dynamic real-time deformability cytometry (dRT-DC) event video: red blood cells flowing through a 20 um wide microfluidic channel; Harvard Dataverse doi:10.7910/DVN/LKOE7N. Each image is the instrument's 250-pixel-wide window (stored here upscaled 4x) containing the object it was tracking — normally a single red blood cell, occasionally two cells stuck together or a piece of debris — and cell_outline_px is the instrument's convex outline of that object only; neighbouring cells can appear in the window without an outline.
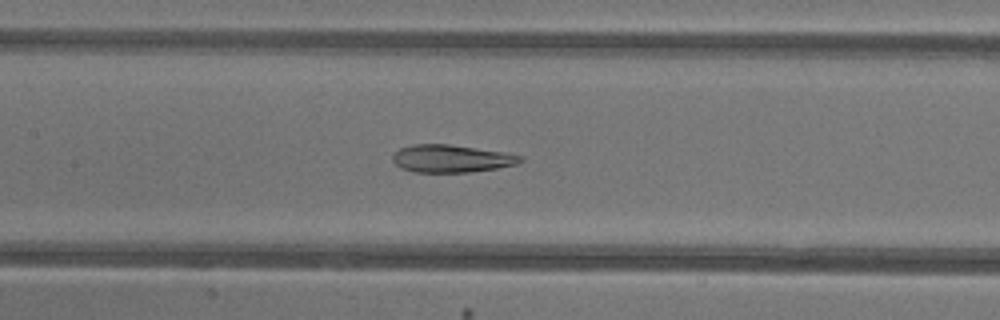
{"species": "common noctule bat (a hibernating species)", "species_latin": "Nyctalus noctula", "temperature_condition": "warm", "stored_images_in_passage": 40, "camera_frame_rate_fps": 3000, "um_per_image_px": 0.085, "animal": {"sex": "female"}, "frame": {"image": 1, "passage_image": 21, "time_ms": 6.667, "image_size_px": [1000, 320], "cell_outline_px": [[524, 160], [516, 164], [496, 168], [468, 172], [412, 172], [400, 168], [392, 160], [392, 156], [400, 148], [412, 144], [448, 144], [500, 152], [524, 156]], "centroid_in_image_um": [38.32, 13.48], "position_along_channel_um": 169.1, "area_um2": 20.35}}
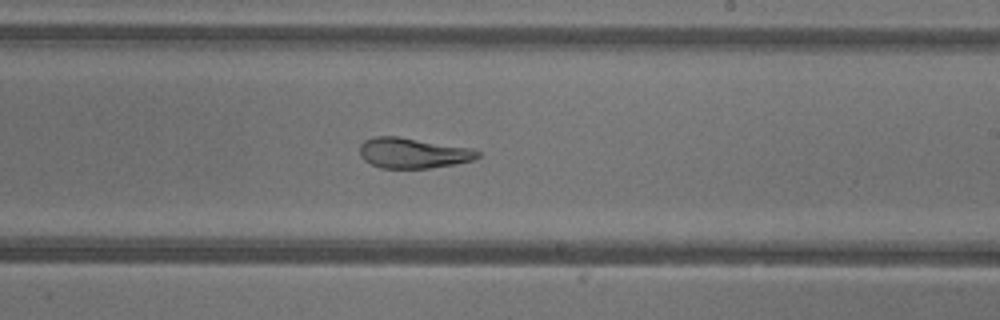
{"frame": {"image": 2, "passage_image": 27, "time_ms": 8.667, "image_size_px": [1000, 320], "cell_outline_px": [[480, 156], [472, 160], [456, 164], [428, 168], [380, 168], [364, 160], [360, 156], [360, 144], [364, 140], [376, 136], [396, 136], [472, 148], [480, 152]], "centroid_in_image_um": [35.1, 13.01], "position_along_channel_um": 253.9, "area_um2": 20.87}}
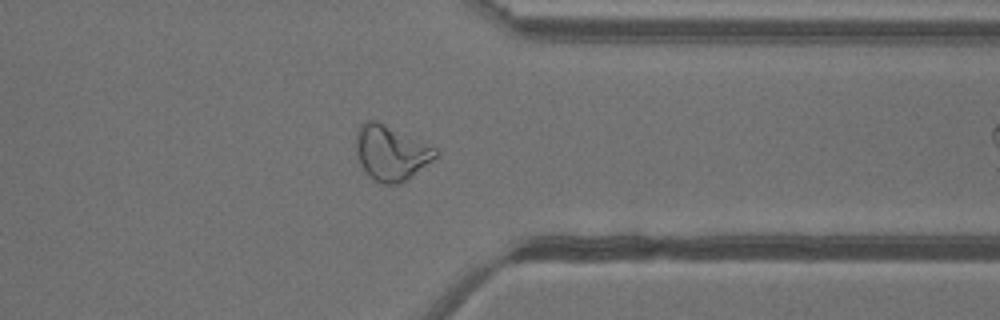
{"frame": {"image": 3, "passage_image": 36, "time_ms": 11.667, "image_size_px": [1000, 320], "cell_outline_px": [[440, 152], [432, 160], [408, 180], [400, 184], [384, 184], [368, 176], [360, 164], [356, 156], [356, 132], [360, 124], [368, 120], [376, 120], [436, 148]], "centroid_in_image_um": [33.21, 13.0], "position_along_channel_um": 378.2, "area_um2": 25.43}}